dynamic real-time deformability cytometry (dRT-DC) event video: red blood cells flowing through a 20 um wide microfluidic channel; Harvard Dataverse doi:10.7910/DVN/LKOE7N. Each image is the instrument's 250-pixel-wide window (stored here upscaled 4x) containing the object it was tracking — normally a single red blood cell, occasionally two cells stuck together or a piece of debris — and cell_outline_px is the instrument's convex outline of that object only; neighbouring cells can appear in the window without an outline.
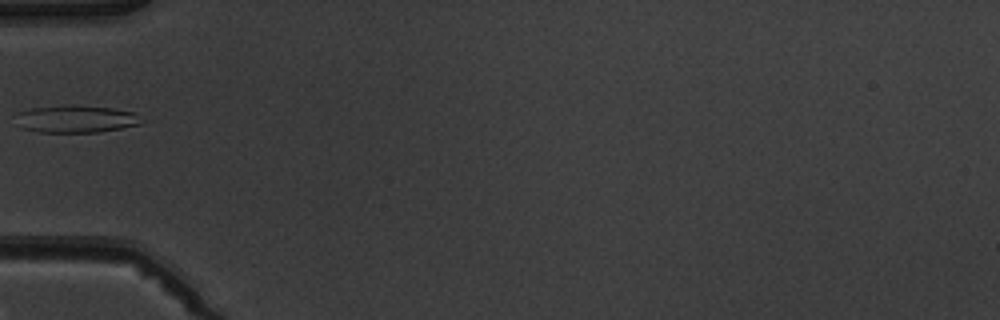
{"species": "common noctule bat (a hibernating species)", "species_latin": "Nyctalus noctula", "temperature_condition": "warm", "stored_images_in_passage": 6, "camera_frame_rate_fps": 3000, "um_per_image_px": 0.085, "animal": {"sex": "male", "body_mass_g": 19.5, "forearm_length_mm": 54.6}, "frame": {"image": 1, "passage_image": 5, "time_ms": 5.667, "image_size_px": [1000, 320], "cell_outline_px": [[140, 124], [100, 132], [40, 132], [20, 128], [16, 112], [32, 108], [72, 104], [112, 108], [136, 112]], "centroid_in_image_um": [6.42, 10.1], "position_along_channel_um": 78.6, "area_um2": 20.0}}
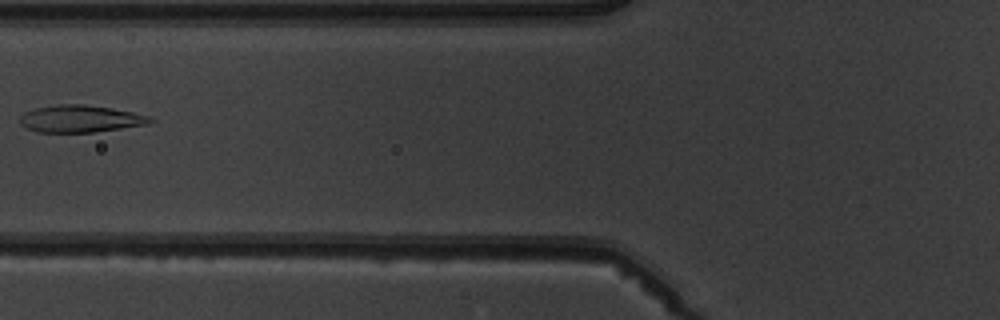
{"frame": {"image": 2, "passage_image": 6, "time_ms": 6.667, "image_size_px": [1000, 320], "cell_outline_px": [[156, 120], [148, 124], [92, 132], [36, 132], [20, 124], [20, 116], [24, 112], [36, 108], [56, 104], [84, 104], [112, 108], [132, 112], [148, 116]], "centroid_in_image_um": [6.81, 10.09], "position_along_channel_um": 119.0, "area_um2": 20.52}}